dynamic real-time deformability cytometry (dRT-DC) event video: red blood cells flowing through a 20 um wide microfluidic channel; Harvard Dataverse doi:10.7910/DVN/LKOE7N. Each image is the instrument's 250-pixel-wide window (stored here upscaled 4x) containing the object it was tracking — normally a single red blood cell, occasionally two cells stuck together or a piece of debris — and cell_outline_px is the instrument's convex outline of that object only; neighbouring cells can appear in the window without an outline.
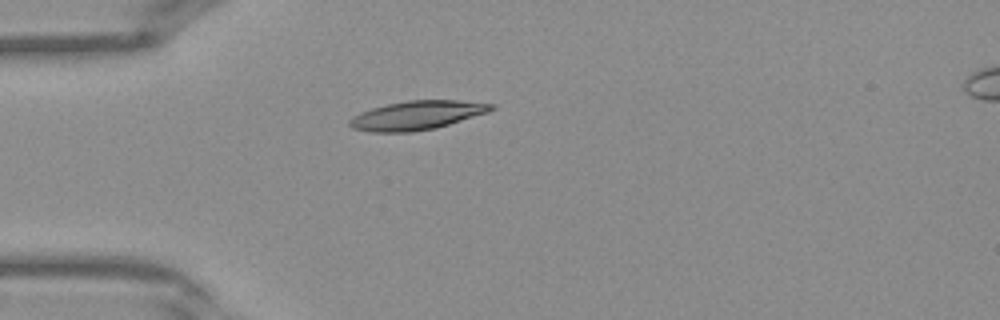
{"species": "Egyptian fruit bat (a non-hibernating species)", "species_latin": "Rousettus aegyptiacus", "temperature_condition": "warm", "stored_images_in_passage": 30, "camera_frame_rate_fps": 3000, "um_per_image_px": 0.085, "frame": {"image": 1, "passage_image": 1, "time_ms": 0.0, "image_size_px": [1000, 320], "cell_outline_px": [[496, 108], [488, 112], [436, 128], [412, 132], [368, 132], [352, 128], [348, 124], [348, 120], [352, 116], [360, 112], [372, 108], [388, 104], [408, 100], [456, 100], [496, 104]], "centroid_in_image_um": [35.42, 9.8], "position_along_channel_um": 49.6, "area_um2": 23.93}}
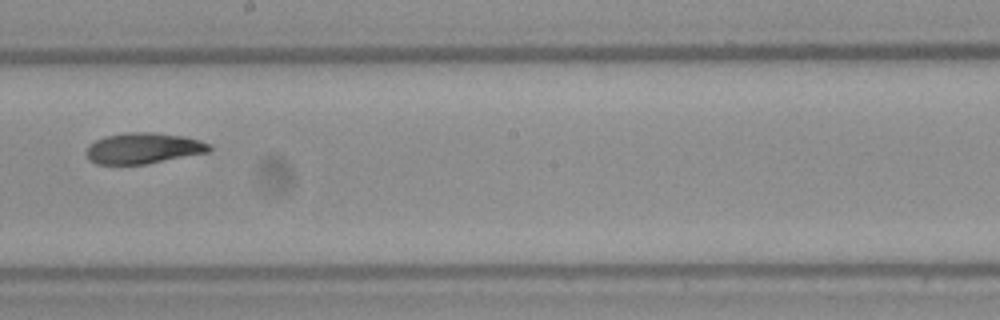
{"frame": {"image": 2, "passage_image": 13, "time_ms": 4.0, "image_size_px": [1000, 320], "cell_outline_px": [[212, 148], [208, 152], [148, 164], [96, 164], [88, 160], [84, 152], [88, 144], [104, 136], [124, 132], [156, 132], [184, 136], [200, 140], [212, 144]], "centroid_in_image_um": [12.16, 12.59], "position_along_channel_um": 236.0, "area_um2": 22.6}}
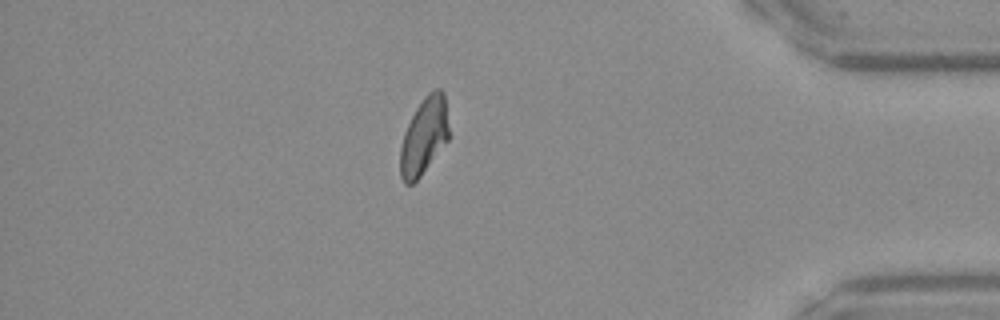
{"frame": {"image": 3, "passage_image": 25, "time_ms": 8.0, "image_size_px": [1000, 320], "cell_outline_px": [[448, 140], [420, 176], [412, 184], [404, 184], [400, 176], [400, 148], [404, 132], [416, 108], [424, 96], [432, 88], [440, 88], [444, 92], [448, 128]], "centroid_in_image_um": [36.03, 11.55], "position_along_channel_um": 399.2, "area_um2": 21.68}}